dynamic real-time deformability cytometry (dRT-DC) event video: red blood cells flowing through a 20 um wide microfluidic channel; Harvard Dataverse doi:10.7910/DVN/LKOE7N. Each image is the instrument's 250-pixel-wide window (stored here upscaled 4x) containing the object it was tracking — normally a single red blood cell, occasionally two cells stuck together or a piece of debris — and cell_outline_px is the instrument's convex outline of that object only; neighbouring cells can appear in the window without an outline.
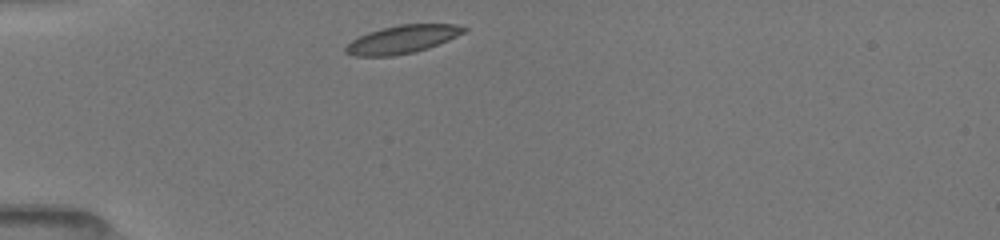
{"species": "common noctule bat (a hibernating species)", "species_latin": "Nyctalus noctula", "temperature_condition": "room temperature", "stored_images_in_passage": 33, "camera_frame_rate_fps": 3000, "um_per_image_px": 0.085, "animal": {"sex": "female", "body_mass_g": 19.5, "forearm_length_mm": 54.1}, "frame": {"image": 1, "passage_image": 1, "time_ms": 0.0, "image_size_px": [1000, 240], "cell_outline_px": [[468, 28], [464, 32], [448, 40], [428, 48], [412, 52], [392, 56], [352, 56], [344, 52], [344, 48], [352, 40], [368, 32], [400, 24], [456, 24]], "centroid_in_image_um": [34.18, 3.34], "position_along_channel_um": 50.8, "area_um2": 19.13}}
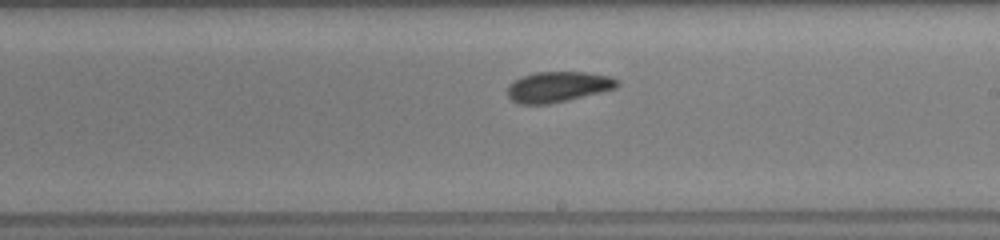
{"frame": {"image": 2, "passage_image": 20, "time_ms": 5.333, "image_size_px": [1000, 240], "cell_outline_px": [[620, 84], [616, 88], [600, 92], [548, 104], [520, 104], [512, 100], [508, 96], [508, 84], [524, 76], [536, 72], [588, 72], [612, 76], [620, 80]], "centroid_in_image_um": [47.47, 7.37], "position_along_channel_um": 241.5, "area_um2": 19.42}}
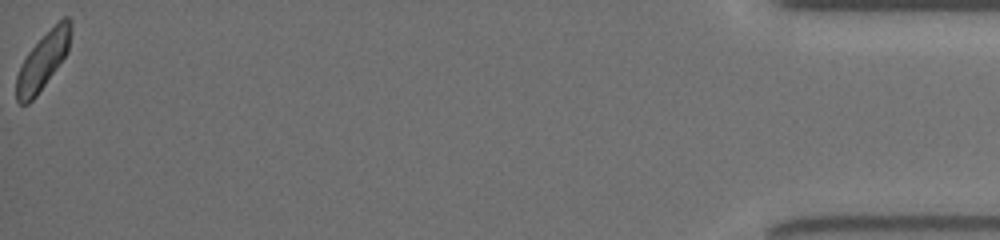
{"frame": {"image": 3, "passage_image": 33, "time_ms": 12.333, "image_size_px": [1000, 240], "cell_outline_px": [[72, 32], [68, 52], [36, 96], [28, 104], [20, 104], [16, 100], [16, 76], [28, 52], [64, 16], [68, 16], [72, 20]], "centroid_in_image_um": [3.67, 5.18], "position_along_channel_um": 431.5, "area_um2": 17.69}, "authors_computed_cell_mechanics": {"area_um2": 19.5942, "velocity_mm_per_s": 3.9579, "shape_relaxation_time_tau1_ms": 2.6012, "shape_relaxation_time_tau2_ms": 3.5352, "deformation_change_tau1": 0.1015, "deformation_change_tau2": 0.1004}}